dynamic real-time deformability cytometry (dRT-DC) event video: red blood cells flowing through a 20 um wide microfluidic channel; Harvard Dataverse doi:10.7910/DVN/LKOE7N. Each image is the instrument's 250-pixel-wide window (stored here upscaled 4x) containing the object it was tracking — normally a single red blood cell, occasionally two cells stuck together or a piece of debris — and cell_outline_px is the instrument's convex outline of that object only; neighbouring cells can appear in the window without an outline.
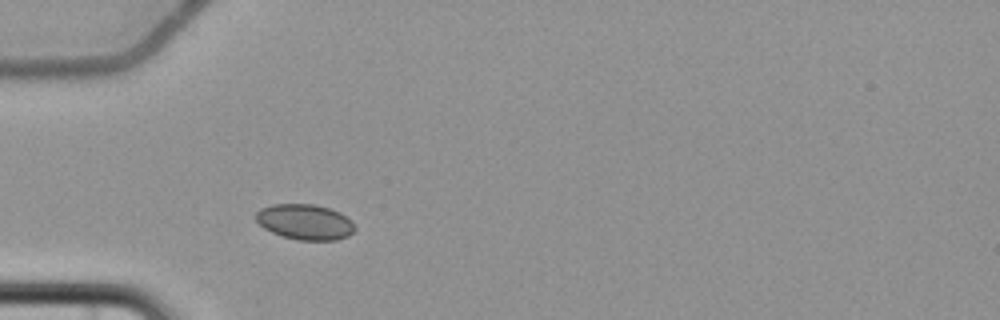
{"species": "common noctule bat (a hibernating species)", "species_latin": "Nyctalus noctula", "temperature_condition": "cold", "stored_images_in_passage": 1, "camera_frame_rate_fps": 3000, "um_per_image_px": 0.085, "animal": {"sex": "female", "body_mass_g": 22.7, "forearm_length_mm": 54.2}, "frame": {"image": 1, "passage_image": 1, "time_ms": 0.0, "image_size_px": [1000, 320], "cell_outline_px": [[356, 228], [348, 236], [336, 240], [296, 240], [272, 232], [264, 228], [256, 220], [256, 212], [260, 208], [272, 204], [312, 204], [328, 208], [340, 212], [352, 220]], "centroid_in_image_um": [25.93, 18.86], "position_along_channel_um": 59.1, "area_um2": 20.46}}